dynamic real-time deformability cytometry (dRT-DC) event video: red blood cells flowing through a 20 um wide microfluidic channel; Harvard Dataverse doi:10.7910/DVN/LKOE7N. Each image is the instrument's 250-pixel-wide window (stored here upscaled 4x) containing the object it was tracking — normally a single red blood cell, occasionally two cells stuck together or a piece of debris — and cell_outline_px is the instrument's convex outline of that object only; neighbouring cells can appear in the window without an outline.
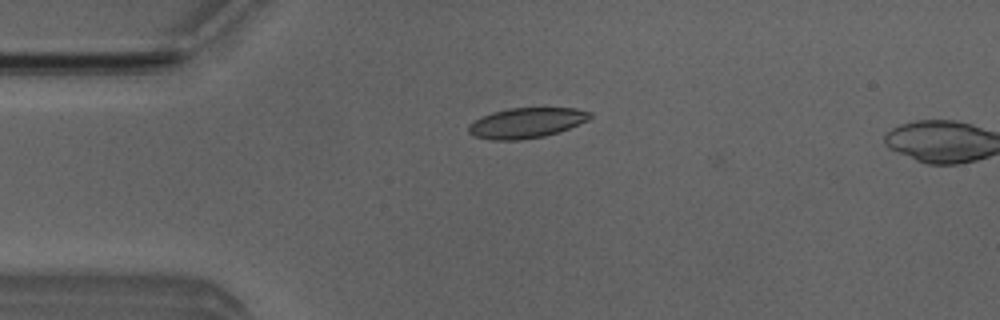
{"species": "Egyptian fruit bat (a non-hibernating species)", "species_latin": "Rousettus aegyptiacus", "temperature_condition": "room temperature", "stored_images_in_passage": 7, "camera_frame_rate_fps": 3000, "um_per_image_px": 0.085, "animal": {"sex": "male"}, "frame": {"image": 1, "passage_image": 5, "time_ms": 1.333, "image_size_px": [1000, 320], "cell_outline_px": [[592, 116], [588, 120], [560, 132], [544, 136], [520, 140], [492, 140], [476, 136], [468, 132], [468, 124], [480, 116], [492, 112], [508, 108], [576, 108], [592, 112]], "centroid_in_image_um": [44.74, 10.44], "position_along_channel_um": 40.3, "area_um2": 21.56}}